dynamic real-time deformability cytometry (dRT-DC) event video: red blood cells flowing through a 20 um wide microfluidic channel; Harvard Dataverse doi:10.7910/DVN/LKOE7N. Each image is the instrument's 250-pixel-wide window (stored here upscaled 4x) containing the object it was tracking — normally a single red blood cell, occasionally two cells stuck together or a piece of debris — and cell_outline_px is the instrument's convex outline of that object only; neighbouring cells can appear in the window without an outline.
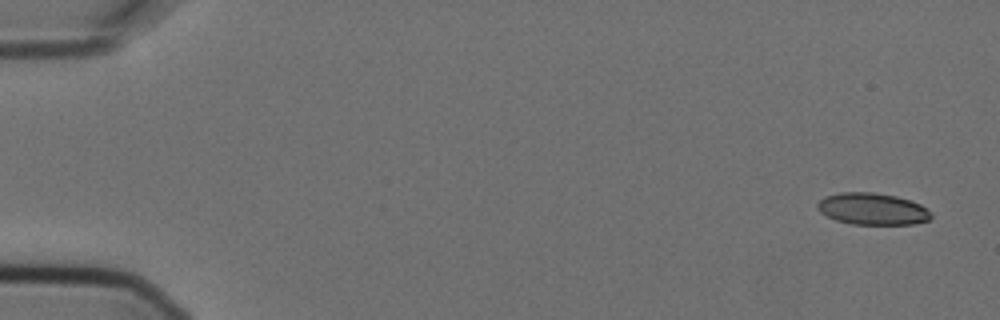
{"species": "Egyptian fruit bat (a non-hibernating species)", "species_latin": "Rousettus aegyptiacus", "temperature_condition": "cold", "stored_images_in_passage": 5, "camera_frame_rate_fps": 3000, "um_per_image_px": 0.085, "animal": {"sex": "female"}, "frame": {"image": 1, "passage_image": 1, "time_ms": 0.0, "image_size_px": [1000, 320], "cell_outline_px": [[932, 216], [928, 220], [916, 224], [852, 224], [836, 220], [820, 212], [816, 208], [816, 204], [824, 196], [840, 192], [872, 192], [896, 196], [920, 204], [932, 212]], "centroid_in_image_um": [74.14, 17.75], "position_along_channel_um": 10.9, "area_um2": 21.1}}
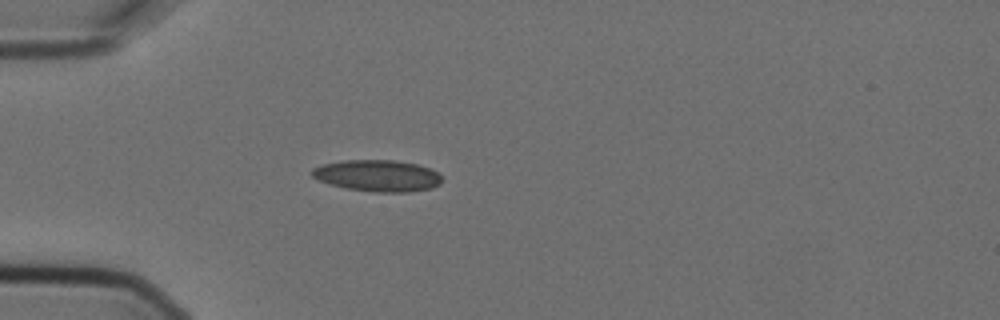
{"frame": {"image": 2, "passage_image": 5, "time_ms": 1.333, "image_size_px": [1000, 320], "cell_outline_px": [[440, 184], [432, 188], [408, 192], [372, 192], [348, 188], [332, 184], [320, 180], [312, 176], [312, 168], [324, 164], [344, 160], [392, 160], [416, 164], [428, 168], [436, 172], [440, 176]], "centroid_in_image_um": [32.1, 14.93], "position_along_channel_um": 52.9, "area_um2": 23.52}}